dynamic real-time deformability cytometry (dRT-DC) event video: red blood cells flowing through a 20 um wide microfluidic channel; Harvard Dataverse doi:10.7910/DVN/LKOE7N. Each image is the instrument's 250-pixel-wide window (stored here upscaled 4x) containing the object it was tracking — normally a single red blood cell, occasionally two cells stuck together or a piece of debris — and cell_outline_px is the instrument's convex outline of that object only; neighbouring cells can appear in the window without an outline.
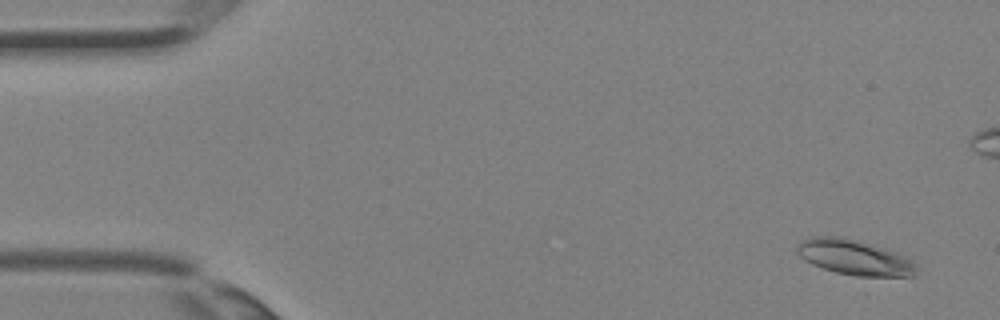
{"species": "Egyptian fruit bat (a non-hibernating species)", "species_latin": "Rousettus aegyptiacus", "temperature_condition": "room temperature", "stored_images_in_passage": 4, "camera_frame_rate_fps": 3000, "um_per_image_px": 0.085, "animal": {"sex": "female"}, "frame": {"image": 1, "passage_image": 1, "time_ms": 0.0, "image_size_px": [1000, 320], "cell_outline_px": [[916, 276], [856, 276], [836, 272], [812, 264], [804, 260], [796, 252], [796, 244], [800, 240], [808, 236], [844, 236], [884, 248], [908, 256], [916, 264]], "centroid_in_image_um": [72.6, 21.85], "position_along_channel_um": 12.4, "area_um2": 24.85}}